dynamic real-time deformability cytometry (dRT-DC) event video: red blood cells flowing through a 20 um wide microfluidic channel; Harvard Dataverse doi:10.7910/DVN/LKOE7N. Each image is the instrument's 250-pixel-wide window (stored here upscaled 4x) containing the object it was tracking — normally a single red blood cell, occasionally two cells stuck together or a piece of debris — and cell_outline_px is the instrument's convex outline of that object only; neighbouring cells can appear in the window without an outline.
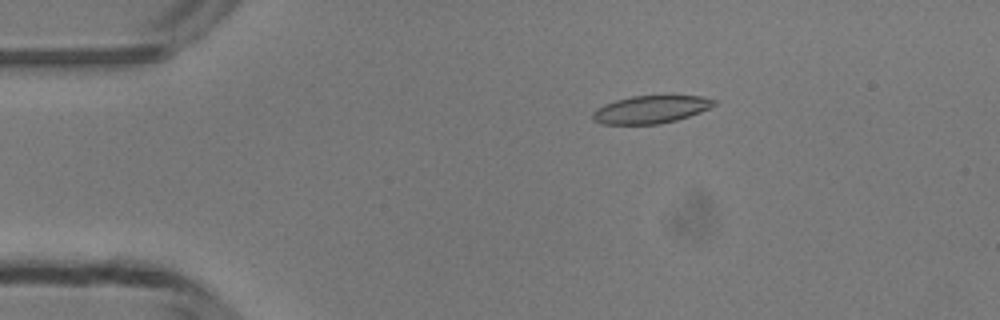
{"species": "common noctule bat (a hibernating species)", "species_latin": "Nyctalus noctula", "temperature_condition": "room temperature", "stored_images_in_passage": 46, "camera_frame_rate_fps": 3000, "um_per_image_px": 0.085, "animal": {"sex": "male", "body_mass_g": 13.3}, "frame": {"image": 1, "passage_image": 6, "time_ms": 1.667, "image_size_px": [1000, 320], "cell_outline_px": [[716, 104], [700, 112], [676, 120], [660, 124], [604, 124], [596, 120], [592, 116], [592, 112], [596, 108], [604, 104], [616, 100], [632, 96], [700, 96], [716, 100]], "centroid_in_image_um": [55.31, 9.3], "position_along_channel_um": 29.7, "area_um2": 19.36}}
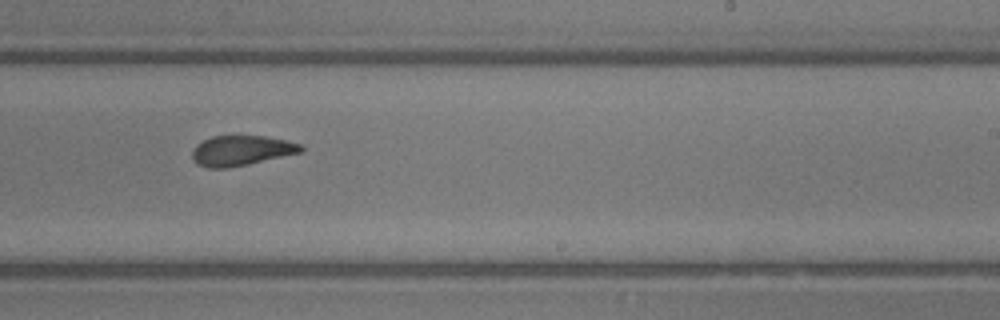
{"frame": {"image": 2, "passage_image": 27, "time_ms": 8.667, "image_size_px": [1000, 320], "cell_outline_px": [[304, 152], [248, 164], [228, 168], [208, 168], [196, 164], [192, 160], [192, 148], [196, 144], [212, 136], [264, 136], [284, 140], [300, 144], [304, 148]], "centroid_in_image_um": [20.49, 12.81], "position_along_channel_um": 268.5, "area_um2": 19.19}}
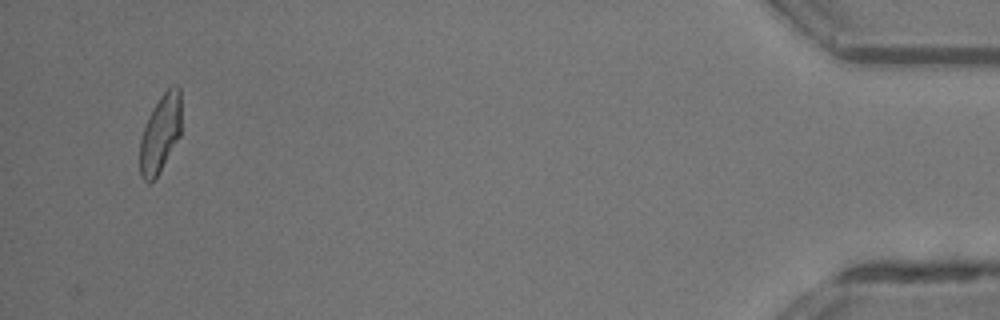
{"frame": {"image": 3, "passage_image": 44, "time_ms": 14.333, "image_size_px": [1000, 320], "cell_outline_px": [[180, 136], [156, 176], [148, 184], [140, 176], [140, 140], [148, 116], [152, 108], [160, 96], [172, 84], [176, 84], [180, 88]], "centroid_in_image_um": [13.62, 11.31], "position_along_channel_um": 421.6, "area_um2": 18.61}, "authors_computed_cell_mechanics": {"area_um2": 19.5653, "velocity_mm_per_s": 4.1901, "shape_relaxation_time_tau1_ms": 5.048, "shape_relaxation_time_tau2_ms": 1.8786, "deformation_change_tau1": 0.1681, "deformation_change_tau2": 0.0961}}